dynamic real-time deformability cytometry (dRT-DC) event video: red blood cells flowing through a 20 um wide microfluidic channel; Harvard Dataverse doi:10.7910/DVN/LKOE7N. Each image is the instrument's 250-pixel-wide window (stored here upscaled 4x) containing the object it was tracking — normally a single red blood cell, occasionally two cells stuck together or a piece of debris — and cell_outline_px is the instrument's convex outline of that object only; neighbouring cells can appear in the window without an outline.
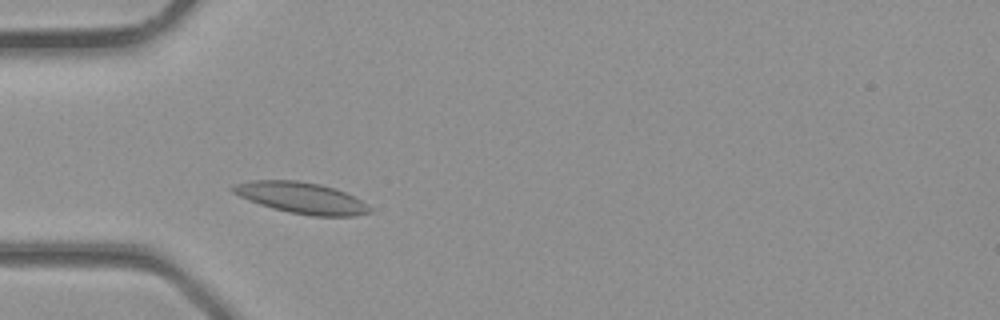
{"species": "common noctule bat (a hibernating species)", "species_latin": "Nyctalus noctula", "temperature_condition": "room temperature", "stored_images_in_passage": 2, "camera_frame_rate_fps": 3000, "um_per_image_px": 0.085, "animal": {"sex": "male", "body_mass_g": 23.1, "forearm_length_mm": 52.7}, "frame": {"image": 1, "passage_image": 2, "time_ms": 0.333, "image_size_px": [1000, 320], "cell_outline_px": [[372, 212], [356, 216], [312, 216], [288, 212], [272, 208], [248, 200], [232, 192], [228, 188], [232, 184], [252, 180], [296, 180], [320, 184], [336, 188], [360, 200], [372, 208]], "centroid_in_image_um": [25.59, 16.81], "position_along_channel_um": 59.4, "area_um2": 25.03}}